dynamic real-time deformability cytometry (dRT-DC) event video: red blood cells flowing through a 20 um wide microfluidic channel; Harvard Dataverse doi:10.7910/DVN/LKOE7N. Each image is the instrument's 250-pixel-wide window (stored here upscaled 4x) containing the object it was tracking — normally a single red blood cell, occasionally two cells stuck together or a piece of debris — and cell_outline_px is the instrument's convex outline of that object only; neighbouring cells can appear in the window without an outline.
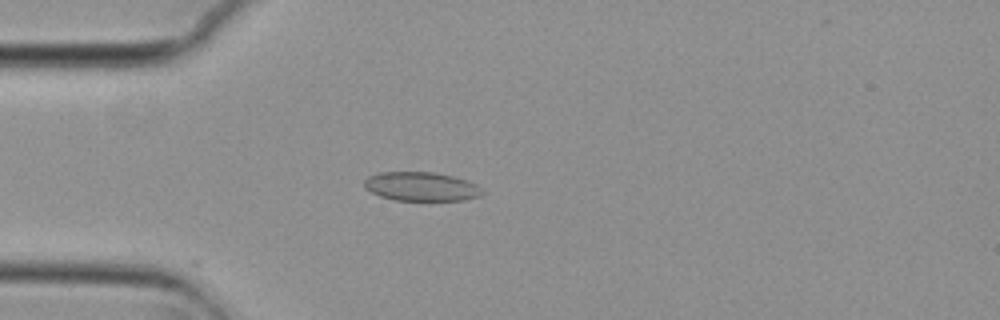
{"species": "common noctule bat (a hibernating species)", "species_latin": "Nyctalus noctula", "temperature_condition": "cold", "stored_images_in_passage": 42, "camera_frame_rate_fps": 3000, "um_per_image_px": 0.085, "animal": {"sex": "female", "body_mass_g": 29.2, "forearm_length_mm": 56.3}, "frame": {"image": 1, "passage_image": 10, "time_ms": 3.0, "image_size_px": [1000, 320], "cell_outline_px": [[484, 192], [480, 196], [464, 200], [396, 200], [380, 196], [364, 188], [364, 180], [368, 176], [380, 172], [432, 172], [452, 176], [476, 184]], "centroid_in_image_um": [35.78, 15.85], "position_along_channel_um": 49.2, "area_um2": 19.77}}
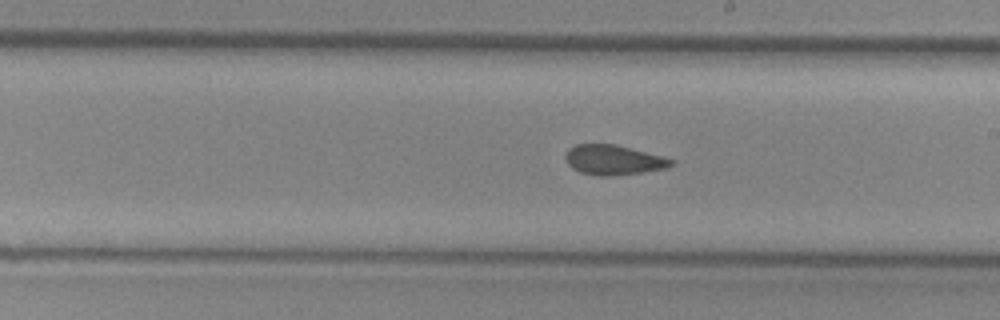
{"frame": {"image": 2, "passage_image": 26, "time_ms": 8.333, "image_size_px": [1000, 320], "cell_outline_px": [[676, 160], [672, 164], [664, 168], [640, 172], [608, 176], [596, 176], [580, 172], [572, 168], [568, 164], [564, 156], [568, 148], [576, 144], [616, 144]], "centroid_in_image_um": [52.08, 13.58], "position_along_channel_um": 236.9, "area_um2": 18.26}}
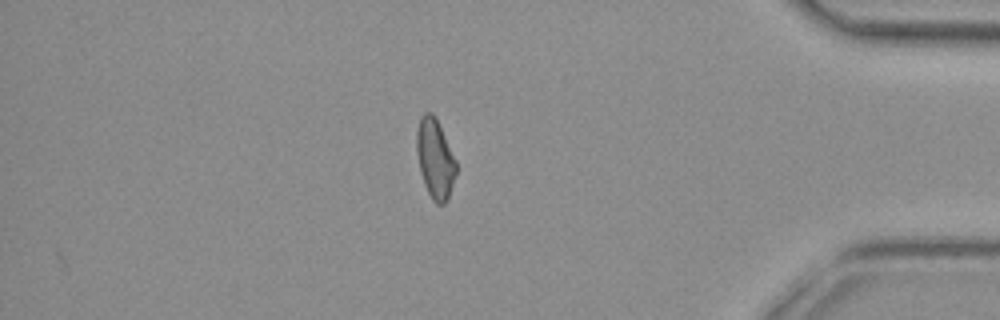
{"frame": {"image": 3, "passage_image": 42, "time_ms": 13.667, "image_size_px": [1000, 320], "cell_outline_px": [[456, 172], [448, 196], [444, 204], [436, 204], [432, 200], [424, 184], [420, 172], [416, 152], [416, 132], [420, 116], [424, 112], [432, 112], [456, 160]], "centroid_in_image_um": [36.95, 13.48], "position_along_channel_um": 398.3, "area_um2": 18.03}, "authors_computed_cell_mechanics": {"area_um2": 19.0451, "velocity_mm_per_s": 3.7458, "shape_relaxation_time_tau1_ms": null, "shape_relaxation_time_tau2_ms": 4.2621, "deformation_change_tau1": null, "deformation_change_tau2": 0.104}}